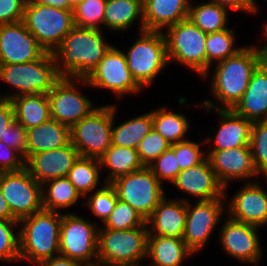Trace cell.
Masks as SVG:
<instances>
[{"label":"cell","mask_w":267,"mask_h":266,"mask_svg":"<svg viewBox=\"0 0 267 266\" xmlns=\"http://www.w3.org/2000/svg\"><path fill=\"white\" fill-rule=\"evenodd\" d=\"M262 62L263 52L254 42L245 45L236 55L212 65L201 78L202 82H210L208 93L212 99L201 100V107L233 109L245 93L253 72Z\"/></svg>","instance_id":"1"},{"label":"cell","mask_w":267,"mask_h":266,"mask_svg":"<svg viewBox=\"0 0 267 266\" xmlns=\"http://www.w3.org/2000/svg\"><path fill=\"white\" fill-rule=\"evenodd\" d=\"M105 35L102 29L74 26L52 53L59 75L86 79L114 45Z\"/></svg>","instance_id":"2"},{"label":"cell","mask_w":267,"mask_h":266,"mask_svg":"<svg viewBox=\"0 0 267 266\" xmlns=\"http://www.w3.org/2000/svg\"><path fill=\"white\" fill-rule=\"evenodd\" d=\"M62 213L40 210L19 220L20 262L35 266L59 255Z\"/></svg>","instance_id":"3"},{"label":"cell","mask_w":267,"mask_h":266,"mask_svg":"<svg viewBox=\"0 0 267 266\" xmlns=\"http://www.w3.org/2000/svg\"><path fill=\"white\" fill-rule=\"evenodd\" d=\"M61 78L52 53L46 52L39 59L26 63L0 64V84L9 86L2 92V99L37 93L48 94Z\"/></svg>","instance_id":"4"},{"label":"cell","mask_w":267,"mask_h":266,"mask_svg":"<svg viewBox=\"0 0 267 266\" xmlns=\"http://www.w3.org/2000/svg\"><path fill=\"white\" fill-rule=\"evenodd\" d=\"M135 35L132 45L122 50L133 78L146 90L155 85L154 82L169 66L166 40L163 32L142 31Z\"/></svg>","instance_id":"5"},{"label":"cell","mask_w":267,"mask_h":266,"mask_svg":"<svg viewBox=\"0 0 267 266\" xmlns=\"http://www.w3.org/2000/svg\"><path fill=\"white\" fill-rule=\"evenodd\" d=\"M148 227L128 230L99 228V266H144L147 258ZM144 263V264H143Z\"/></svg>","instance_id":"6"},{"label":"cell","mask_w":267,"mask_h":266,"mask_svg":"<svg viewBox=\"0 0 267 266\" xmlns=\"http://www.w3.org/2000/svg\"><path fill=\"white\" fill-rule=\"evenodd\" d=\"M163 33L169 66L177 63L201 79L206 74L207 34L189 18L167 28Z\"/></svg>","instance_id":"7"},{"label":"cell","mask_w":267,"mask_h":266,"mask_svg":"<svg viewBox=\"0 0 267 266\" xmlns=\"http://www.w3.org/2000/svg\"><path fill=\"white\" fill-rule=\"evenodd\" d=\"M99 227L76 211L62 213L59 255L78 260L85 266H97Z\"/></svg>","instance_id":"8"},{"label":"cell","mask_w":267,"mask_h":266,"mask_svg":"<svg viewBox=\"0 0 267 266\" xmlns=\"http://www.w3.org/2000/svg\"><path fill=\"white\" fill-rule=\"evenodd\" d=\"M23 23L46 52L53 53L75 26L73 9H62L27 0Z\"/></svg>","instance_id":"9"},{"label":"cell","mask_w":267,"mask_h":266,"mask_svg":"<svg viewBox=\"0 0 267 266\" xmlns=\"http://www.w3.org/2000/svg\"><path fill=\"white\" fill-rule=\"evenodd\" d=\"M114 103L99 104L70 128L71 143L82 157L100 159L112 145Z\"/></svg>","instance_id":"10"},{"label":"cell","mask_w":267,"mask_h":266,"mask_svg":"<svg viewBox=\"0 0 267 266\" xmlns=\"http://www.w3.org/2000/svg\"><path fill=\"white\" fill-rule=\"evenodd\" d=\"M86 81L90 90L108 91L115 97V102L144 92L133 78L122 48L117 45L109 49Z\"/></svg>","instance_id":"11"},{"label":"cell","mask_w":267,"mask_h":266,"mask_svg":"<svg viewBox=\"0 0 267 266\" xmlns=\"http://www.w3.org/2000/svg\"><path fill=\"white\" fill-rule=\"evenodd\" d=\"M110 184L115 189L118 200L128 203L145 221L167 195L165 192L167 187L154 176L147 166L120 176Z\"/></svg>","instance_id":"12"},{"label":"cell","mask_w":267,"mask_h":266,"mask_svg":"<svg viewBox=\"0 0 267 266\" xmlns=\"http://www.w3.org/2000/svg\"><path fill=\"white\" fill-rule=\"evenodd\" d=\"M225 215H227L225 198L187 201L186 224L182 239L196 257L198 253L200 255L204 249H208L206 248L208 242L215 233L217 238L216 231L219 230Z\"/></svg>","instance_id":"13"},{"label":"cell","mask_w":267,"mask_h":266,"mask_svg":"<svg viewBox=\"0 0 267 266\" xmlns=\"http://www.w3.org/2000/svg\"><path fill=\"white\" fill-rule=\"evenodd\" d=\"M260 230L262 228L236 221L226 215L220 224L217 242L228 258L242 264L260 266L264 259Z\"/></svg>","instance_id":"14"},{"label":"cell","mask_w":267,"mask_h":266,"mask_svg":"<svg viewBox=\"0 0 267 266\" xmlns=\"http://www.w3.org/2000/svg\"><path fill=\"white\" fill-rule=\"evenodd\" d=\"M84 87L90 89L86 79L61 77L47 94L51 118L71 128L96 108L95 99L81 91Z\"/></svg>","instance_id":"15"},{"label":"cell","mask_w":267,"mask_h":266,"mask_svg":"<svg viewBox=\"0 0 267 266\" xmlns=\"http://www.w3.org/2000/svg\"><path fill=\"white\" fill-rule=\"evenodd\" d=\"M0 190L17 220L43 209L42 185L26 168L16 172H1Z\"/></svg>","instance_id":"16"},{"label":"cell","mask_w":267,"mask_h":266,"mask_svg":"<svg viewBox=\"0 0 267 266\" xmlns=\"http://www.w3.org/2000/svg\"><path fill=\"white\" fill-rule=\"evenodd\" d=\"M229 197L225 192L227 215L239 222L267 228V191L261 179L240 183Z\"/></svg>","instance_id":"17"},{"label":"cell","mask_w":267,"mask_h":266,"mask_svg":"<svg viewBox=\"0 0 267 266\" xmlns=\"http://www.w3.org/2000/svg\"><path fill=\"white\" fill-rule=\"evenodd\" d=\"M207 158L225 192H229L231 184L252 182L262 178L254 167L250 146L207 150Z\"/></svg>","instance_id":"18"},{"label":"cell","mask_w":267,"mask_h":266,"mask_svg":"<svg viewBox=\"0 0 267 266\" xmlns=\"http://www.w3.org/2000/svg\"><path fill=\"white\" fill-rule=\"evenodd\" d=\"M198 108L203 113L215 112L218 116L216 127L209 129L210 135L206 134L205 141L207 150H223L250 146L252 121L237 114L233 109H213L201 107V101L198 102ZM212 131V132H211ZM208 135V137H207Z\"/></svg>","instance_id":"19"},{"label":"cell","mask_w":267,"mask_h":266,"mask_svg":"<svg viewBox=\"0 0 267 266\" xmlns=\"http://www.w3.org/2000/svg\"><path fill=\"white\" fill-rule=\"evenodd\" d=\"M171 186L182 194L174 198L186 202L225 198V188L218 181L208 158L200 164L182 170Z\"/></svg>","instance_id":"20"},{"label":"cell","mask_w":267,"mask_h":266,"mask_svg":"<svg viewBox=\"0 0 267 266\" xmlns=\"http://www.w3.org/2000/svg\"><path fill=\"white\" fill-rule=\"evenodd\" d=\"M45 53L23 21L0 25V64L35 61Z\"/></svg>","instance_id":"21"},{"label":"cell","mask_w":267,"mask_h":266,"mask_svg":"<svg viewBox=\"0 0 267 266\" xmlns=\"http://www.w3.org/2000/svg\"><path fill=\"white\" fill-rule=\"evenodd\" d=\"M79 156L77 149L70 142L60 148L32 154L25 161V168L42 185L49 180L66 177Z\"/></svg>","instance_id":"22"},{"label":"cell","mask_w":267,"mask_h":266,"mask_svg":"<svg viewBox=\"0 0 267 266\" xmlns=\"http://www.w3.org/2000/svg\"><path fill=\"white\" fill-rule=\"evenodd\" d=\"M186 215L187 202L167 194L146 220L148 236L183 238Z\"/></svg>","instance_id":"23"},{"label":"cell","mask_w":267,"mask_h":266,"mask_svg":"<svg viewBox=\"0 0 267 266\" xmlns=\"http://www.w3.org/2000/svg\"><path fill=\"white\" fill-rule=\"evenodd\" d=\"M191 0H143L145 31L164 32L187 19Z\"/></svg>","instance_id":"24"},{"label":"cell","mask_w":267,"mask_h":266,"mask_svg":"<svg viewBox=\"0 0 267 266\" xmlns=\"http://www.w3.org/2000/svg\"><path fill=\"white\" fill-rule=\"evenodd\" d=\"M137 21V22H136ZM138 25V32L145 31L143 0H107L104 9L103 30L123 34Z\"/></svg>","instance_id":"25"},{"label":"cell","mask_w":267,"mask_h":266,"mask_svg":"<svg viewBox=\"0 0 267 266\" xmlns=\"http://www.w3.org/2000/svg\"><path fill=\"white\" fill-rule=\"evenodd\" d=\"M233 110L252 122L267 120V64L264 61L253 72L245 93Z\"/></svg>","instance_id":"26"},{"label":"cell","mask_w":267,"mask_h":266,"mask_svg":"<svg viewBox=\"0 0 267 266\" xmlns=\"http://www.w3.org/2000/svg\"><path fill=\"white\" fill-rule=\"evenodd\" d=\"M194 255L182 238L148 236L145 266H183Z\"/></svg>","instance_id":"27"},{"label":"cell","mask_w":267,"mask_h":266,"mask_svg":"<svg viewBox=\"0 0 267 266\" xmlns=\"http://www.w3.org/2000/svg\"><path fill=\"white\" fill-rule=\"evenodd\" d=\"M26 134L27 159L32 154L60 148L71 142L70 127L53 118L41 125L26 129Z\"/></svg>","instance_id":"28"},{"label":"cell","mask_w":267,"mask_h":266,"mask_svg":"<svg viewBox=\"0 0 267 266\" xmlns=\"http://www.w3.org/2000/svg\"><path fill=\"white\" fill-rule=\"evenodd\" d=\"M118 103L114 102L113 125H112V145L120 147H128L137 149L141 140L153 128V120L151 110L130 117L125 121L117 122Z\"/></svg>","instance_id":"29"},{"label":"cell","mask_w":267,"mask_h":266,"mask_svg":"<svg viewBox=\"0 0 267 266\" xmlns=\"http://www.w3.org/2000/svg\"><path fill=\"white\" fill-rule=\"evenodd\" d=\"M82 199L84 198L67 177H59L42 184V206L44 210L71 213V208L78 207L76 205L81 203L80 206L83 207Z\"/></svg>","instance_id":"30"},{"label":"cell","mask_w":267,"mask_h":266,"mask_svg":"<svg viewBox=\"0 0 267 266\" xmlns=\"http://www.w3.org/2000/svg\"><path fill=\"white\" fill-rule=\"evenodd\" d=\"M99 160L105 183L144 167L135 148L111 145Z\"/></svg>","instance_id":"31"},{"label":"cell","mask_w":267,"mask_h":266,"mask_svg":"<svg viewBox=\"0 0 267 266\" xmlns=\"http://www.w3.org/2000/svg\"><path fill=\"white\" fill-rule=\"evenodd\" d=\"M167 106L162 105L151 110L153 129L171 145L189 139L188 135L192 130L191 120L184 112L179 113L178 110L174 111L175 109Z\"/></svg>","instance_id":"32"},{"label":"cell","mask_w":267,"mask_h":266,"mask_svg":"<svg viewBox=\"0 0 267 266\" xmlns=\"http://www.w3.org/2000/svg\"><path fill=\"white\" fill-rule=\"evenodd\" d=\"M10 101L15 120L25 129L41 125L51 118L48 95L45 93L16 96Z\"/></svg>","instance_id":"33"},{"label":"cell","mask_w":267,"mask_h":266,"mask_svg":"<svg viewBox=\"0 0 267 266\" xmlns=\"http://www.w3.org/2000/svg\"><path fill=\"white\" fill-rule=\"evenodd\" d=\"M230 11L209 1L191 0L188 18L206 34L222 31L230 25Z\"/></svg>","instance_id":"34"},{"label":"cell","mask_w":267,"mask_h":266,"mask_svg":"<svg viewBox=\"0 0 267 266\" xmlns=\"http://www.w3.org/2000/svg\"><path fill=\"white\" fill-rule=\"evenodd\" d=\"M102 175L99 159L79 156L66 177L84 198L105 184Z\"/></svg>","instance_id":"35"},{"label":"cell","mask_w":267,"mask_h":266,"mask_svg":"<svg viewBox=\"0 0 267 266\" xmlns=\"http://www.w3.org/2000/svg\"><path fill=\"white\" fill-rule=\"evenodd\" d=\"M234 27L207 34L205 42L206 73L212 65L236 55L245 47L244 44L243 46L237 44L239 38Z\"/></svg>","instance_id":"36"},{"label":"cell","mask_w":267,"mask_h":266,"mask_svg":"<svg viewBox=\"0 0 267 266\" xmlns=\"http://www.w3.org/2000/svg\"><path fill=\"white\" fill-rule=\"evenodd\" d=\"M118 198L110 183H105L100 189L86 195L83 199V209L93 216L98 225H102L113 212ZM97 218V219H96ZM100 221V223H99Z\"/></svg>","instance_id":"37"},{"label":"cell","mask_w":267,"mask_h":266,"mask_svg":"<svg viewBox=\"0 0 267 266\" xmlns=\"http://www.w3.org/2000/svg\"><path fill=\"white\" fill-rule=\"evenodd\" d=\"M19 220L0 219V262L20 263Z\"/></svg>","instance_id":"38"},{"label":"cell","mask_w":267,"mask_h":266,"mask_svg":"<svg viewBox=\"0 0 267 266\" xmlns=\"http://www.w3.org/2000/svg\"><path fill=\"white\" fill-rule=\"evenodd\" d=\"M250 148L254 167L267 186V120L252 123Z\"/></svg>","instance_id":"39"},{"label":"cell","mask_w":267,"mask_h":266,"mask_svg":"<svg viewBox=\"0 0 267 266\" xmlns=\"http://www.w3.org/2000/svg\"><path fill=\"white\" fill-rule=\"evenodd\" d=\"M106 1L107 0H82L73 8L75 26L103 30Z\"/></svg>","instance_id":"40"},{"label":"cell","mask_w":267,"mask_h":266,"mask_svg":"<svg viewBox=\"0 0 267 266\" xmlns=\"http://www.w3.org/2000/svg\"><path fill=\"white\" fill-rule=\"evenodd\" d=\"M146 221L128 203L117 200L113 212L99 227L113 230H128L141 227Z\"/></svg>","instance_id":"41"},{"label":"cell","mask_w":267,"mask_h":266,"mask_svg":"<svg viewBox=\"0 0 267 266\" xmlns=\"http://www.w3.org/2000/svg\"><path fill=\"white\" fill-rule=\"evenodd\" d=\"M205 144V139L197 142L191 138L170 146L174 150L181 171L207 159V149H205L207 146H204Z\"/></svg>","instance_id":"42"},{"label":"cell","mask_w":267,"mask_h":266,"mask_svg":"<svg viewBox=\"0 0 267 266\" xmlns=\"http://www.w3.org/2000/svg\"><path fill=\"white\" fill-rule=\"evenodd\" d=\"M154 176L165 186L171 185L181 172L174 150L169 147L148 166ZM165 183V184H164Z\"/></svg>","instance_id":"43"},{"label":"cell","mask_w":267,"mask_h":266,"mask_svg":"<svg viewBox=\"0 0 267 266\" xmlns=\"http://www.w3.org/2000/svg\"><path fill=\"white\" fill-rule=\"evenodd\" d=\"M170 146L171 144L152 128L137 147L139 159L144 166L148 167Z\"/></svg>","instance_id":"44"},{"label":"cell","mask_w":267,"mask_h":266,"mask_svg":"<svg viewBox=\"0 0 267 266\" xmlns=\"http://www.w3.org/2000/svg\"><path fill=\"white\" fill-rule=\"evenodd\" d=\"M0 141L17 150L27 160V134L26 129L16 120L13 121L0 137Z\"/></svg>","instance_id":"45"},{"label":"cell","mask_w":267,"mask_h":266,"mask_svg":"<svg viewBox=\"0 0 267 266\" xmlns=\"http://www.w3.org/2000/svg\"><path fill=\"white\" fill-rule=\"evenodd\" d=\"M24 168V157L17 150L0 141V173L16 172Z\"/></svg>","instance_id":"46"},{"label":"cell","mask_w":267,"mask_h":266,"mask_svg":"<svg viewBox=\"0 0 267 266\" xmlns=\"http://www.w3.org/2000/svg\"><path fill=\"white\" fill-rule=\"evenodd\" d=\"M27 0H0V25L23 20Z\"/></svg>","instance_id":"47"},{"label":"cell","mask_w":267,"mask_h":266,"mask_svg":"<svg viewBox=\"0 0 267 266\" xmlns=\"http://www.w3.org/2000/svg\"><path fill=\"white\" fill-rule=\"evenodd\" d=\"M222 6L230 12H238L239 14H247V16L255 17L256 9L251 0H206Z\"/></svg>","instance_id":"48"},{"label":"cell","mask_w":267,"mask_h":266,"mask_svg":"<svg viewBox=\"0 0 267 266\" xmlns=\"http://www.w3.org/2000/svg\"><path fill=\"white\" fill-rule=\"evenodd\" d=\"M14 120V109L10 99H0V137Z\"/></svg>","instance_id":"49"},{"label":"cell","mask_w":267,"mask_h":266,"mask_svg":"<svg viewBox=\"0 0 267 266\" xmlns=\"http://www.w3.org/2000/svg\"><path fill=\"white\" fill-rule=\"evenodd\" d=\"M35 266H85L82 262L61 255L40 261Z\"/></svg>","instance_id":"50"},{"label":"cell","mask_w":267,"mask_h":266,"mask_svg":"<svg viewBox=\"0 0 267 266\" xmlns=\"http://www.w3.org/2000/svg\"><path fill=\"white\" fill-rule=\"evenodd\" d=\"M0 219L17 220L12 214L8 202L5 200L0 190Z\"/></svg>","instance_id":"51"},{"label":"cell","mask_w":267,"mask_h":266,"mask_svg":"<svg viewBox=\"0 0 267 266\" xmlns=\"http://www.w3.org/2000/svg\"><path fill=\"white\" fill-rule=\"evenodd\" d=\"M33 3L53 6L62 9H73L66 0H31Z\"/></svg>","instance_id":"52"},{"label":"cell","mask_w":267,"mask_h":266,"mask_svg":"<svg viewBox=\"0 0 267 266\" xmlns=\"http://www.w3.org/2000/svg\"><path fill=\"white\" fill-rule=\"evenodd\" d=\"M266 20H264L261 24V29L260 30V33L258 36H260L259 39H257L259 41V45L257 43V47L262 51L264 52L266 49H267V17H265ZM262 36V37H261ZM262 42V44L260 43ZM264 42V43H263ZM261 45V46H260ZM263 45V46H262Z\"/></svg>","instance_id":"53"},{"label":"cell","mask_w":267,"mask_h":266,"mask_svg":"<svg viewBox=\"0 0 267 266\" xmlns=\"http://www.w3.org/2000/svg\"><path fill=\"white\" fill-rule=\"evenodd\" d=\"M251 1H252V4L254 5V7L256 9L255 16L260 15L261 12H259V11H261L260 9H262V6H260L261 4L258 3L259 2L258 0H251Z\"/></svg>","instance_id":"54"},{"label":"cell","mask_w":267,"mask_h":266,"mask_svg":"<svg viewBox=\"0 0 267 266\" xmlns=\"http://www.w3.org/2000/svg\"><path fill=\"white\" fill-rule=\"evenodd\" d=\"M67 3L74 8L75 6H77L82 0H66Z\"/></svg>","instance_id":"55"},{"label":"cell","mask_w":267,"mask_h":266,"mask_svg":"<svg viewBox=\"0 0 267 266\" xmlns=\"http://www.w3.org/2000/svg\"><path fill=\"white\" fill-rule=\"evenodd\" d=\"M263 61L267 64V49L263 52Z\"/></svg>","instance_id":"56"},{"label":"cell","mask_w":267,"mask_h":266,"mask_svg":"<svg viewBox=\"0 0 267 266\" xmlns=\"http://www.w3.org/2000/svg\"><path fill=\"white\" fill-rule=\"evenodd\" d=\"M1 86V85H0ZM0 99H2V92H1V90H0Z\"/></svg>","instance_id":"57"}]
</instances>
